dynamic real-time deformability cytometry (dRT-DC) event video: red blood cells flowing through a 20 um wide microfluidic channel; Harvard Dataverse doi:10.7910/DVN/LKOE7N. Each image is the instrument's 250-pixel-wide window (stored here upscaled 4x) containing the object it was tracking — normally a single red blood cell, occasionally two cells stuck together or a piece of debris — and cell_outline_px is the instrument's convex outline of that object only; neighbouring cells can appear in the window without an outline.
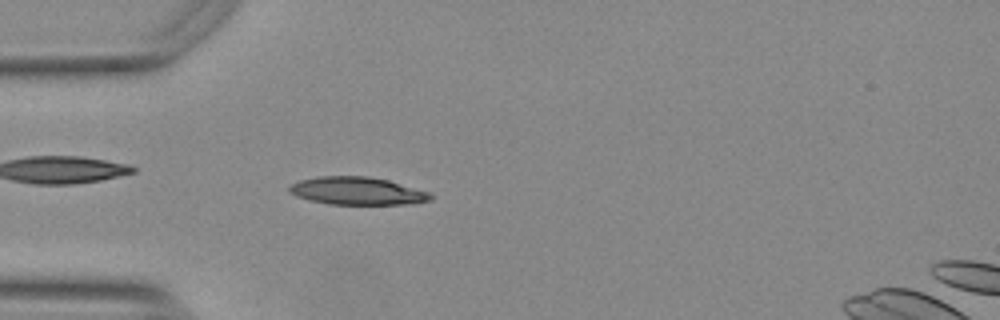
{"species": "Egyptian fruit bat (a non-hibernating species)", "species_latin": "Rousettus aegyptiacus", "temperature_condition": "warm", "stored_images_in_passage": 35, "camera_frame_rate_fps": 3000, "um_per_image_px": 0.085, "animal": {"sex": "female"}, "frame": {"image": 1, "passage_image": 15, "time_ms": 4.667, "image_size_px": [1000, 320], "cell_outline_px": [[432, 200], [404, 204], [328, 204], [296, 196], [288, 192], [288, 188], [292, 184], [300, 180], [320, 176], [364, 176], [388, 180], [432, 192]], "centroid_in_image_um": [30.38, 16.23], "position_along_channel_um": 54.6, "area_um2": 22.77}}
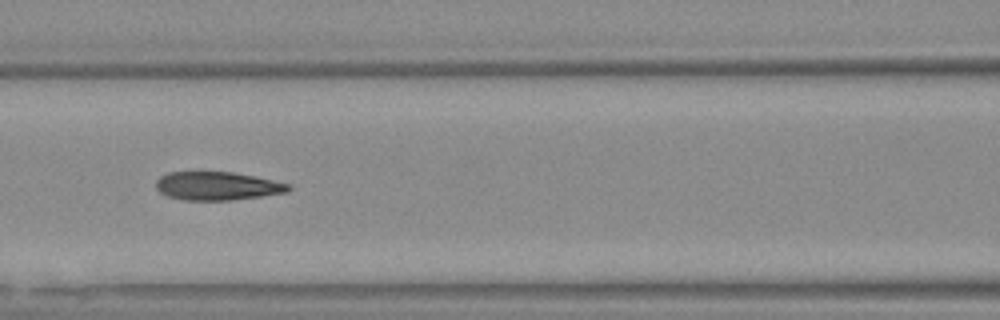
{"frame": {"image": 2, "passage_image": 23, "time_ms": 7.333, "image_size_px": [1000, 320], "cell_outline_px": [[292, 188], [288, 192], [232, 200], [184, 200], [168, 196], [160, 192], [156, 188], [156, 180], [160, 176], [168, 172], [232, 172], [292, 184]], "centroid_in_image_um": [18.47, 15.81], "position_along_channel_um": 148.1, "area_um2": 21.85}}
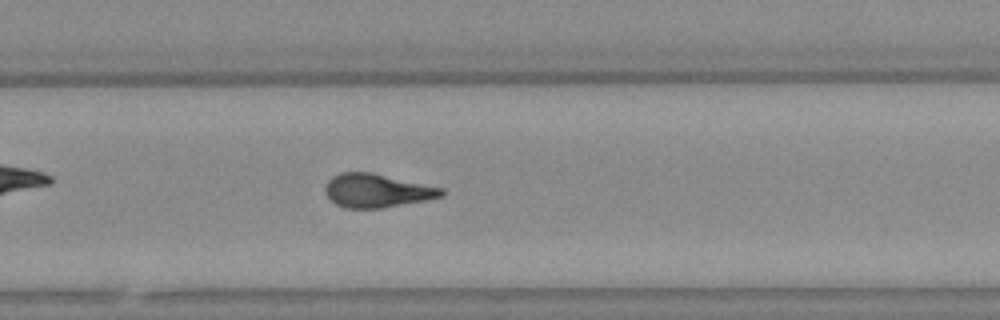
{"frame": {"image": 3, "passage_image": 35, "time_ms": 11.333, "image_size_px": [1000, 320], "cell_outline_px": [[444, 196], [428, 200], [380, 208], [344, 208], [336, 204], [324, 192], [324, 188], [328, 180], [332, 176], [340, 172], [372, 172], [444, 188]], "centroid_in_image_um": [32.04, 16.2], "position_along_channel_um": 297.8, "area_um2": 22.89}}